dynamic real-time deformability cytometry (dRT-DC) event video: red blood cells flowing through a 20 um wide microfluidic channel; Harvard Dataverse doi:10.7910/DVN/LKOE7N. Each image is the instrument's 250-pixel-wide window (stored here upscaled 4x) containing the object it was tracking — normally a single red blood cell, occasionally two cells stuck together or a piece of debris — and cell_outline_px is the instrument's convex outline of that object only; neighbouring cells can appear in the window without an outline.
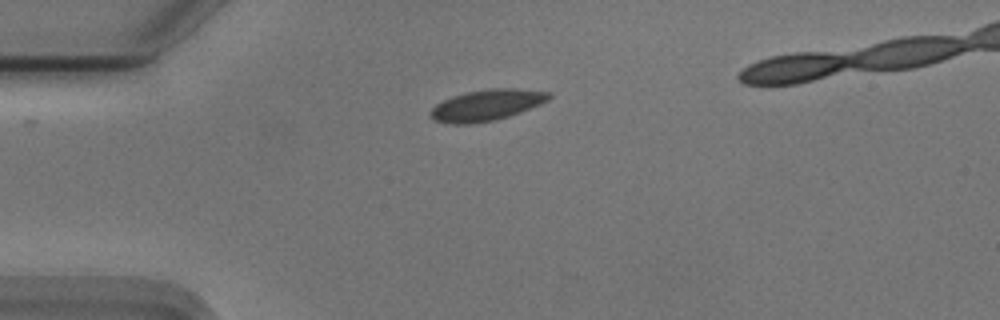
{"species": "Egyptian fruit bat (a non-hibernating species)", "species_latin": "Rousettus aegyptiacus", "temperature_condition": "cold", "stored_images_in_passage": 37, "camera_frame_rate_fps": 3000, "um_per_image_px": 0.085, "animal": {"sex": "male"}, "frame": {"image": 1, "passage_image": 1, "time_ms": 0.0, "image_size_px": [1000, 320], "cell_outline_px": [[552, 96], [548, 100], [540, 104], [520, 112], [496, 120], [472, 124], [452, 124], [432, 120], [432, 108], [436, 104], [452, 96], [468, 92], [488, 88], [516, 88], [552, 92]], "centroid_in_image_um": [41.4, 8.93], "position_along_channel_um": 43.6, "area_um2": 21.44}}
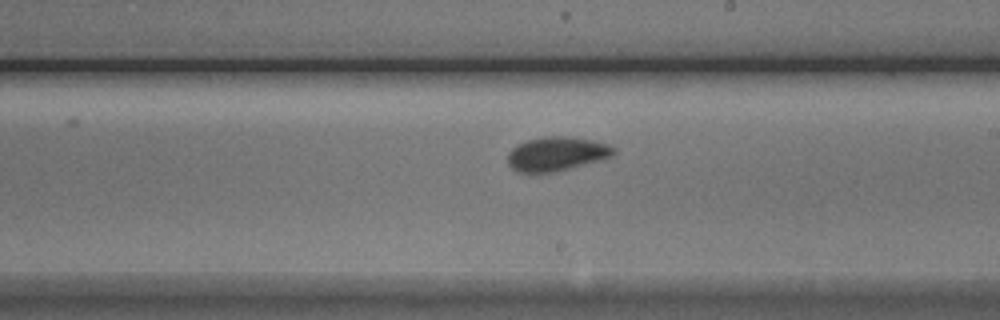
{"frame": {"image": 2, "passage_image": 19, "time_ms": 6.0, "image_size_px": [1000, 320], "cell_outline_px": [[616, 152], [612, 156], [600, 160], [556, 172], [516, 172], [508, 164], [508, 152], [516, 144], [528, 140], [544, 136], [564, 136], [592, 140], [608, 144], [616, 148]], "centroid_in_image_um": [47.31, 13.07], "position_along_channel_um": 241.7, "area_um2": 21.1}}
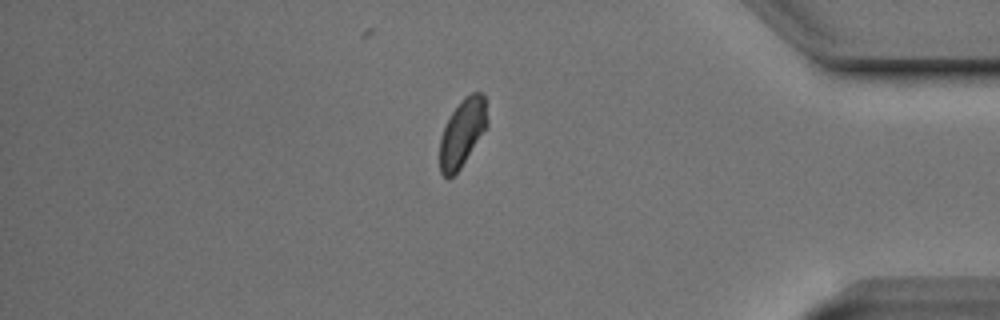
{"frame": {"image": 3, "passage_image": 34, "time_ms": 11.0, "image_size_px": [1000, 320], "cell_outline_px": [[488, 124], [460, 168], [448, 180], [440, 172], [440, 140], [444, 128], [452, 112], [460, 100], [464, 96], [472, 92], [484, 92], [488, 120]], "centroid_in_image_um": [39.31, 11.25], "position_along_channel_um": 395.9, "area_um2": 18.55}}